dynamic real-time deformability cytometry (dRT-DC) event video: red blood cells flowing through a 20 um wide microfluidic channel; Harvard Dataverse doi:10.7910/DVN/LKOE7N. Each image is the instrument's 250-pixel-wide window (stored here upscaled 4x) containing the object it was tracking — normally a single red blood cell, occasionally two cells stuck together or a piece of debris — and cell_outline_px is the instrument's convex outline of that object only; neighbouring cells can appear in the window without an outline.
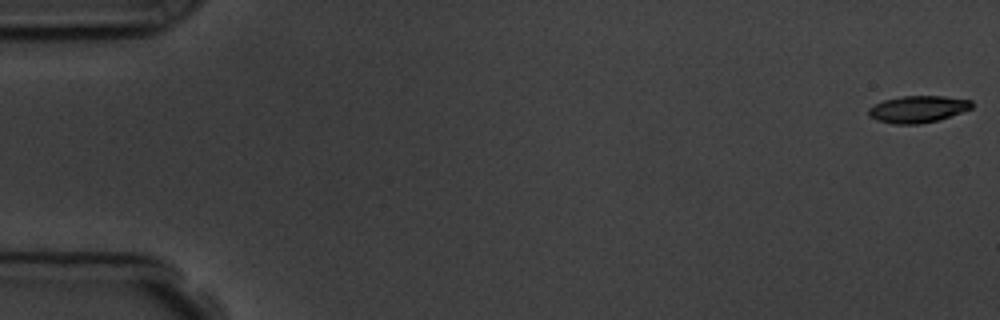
{"species": "common noctule bat (a hibernating species)", "species_latin": "Nyctalus noctula", "temperature_condition": "room temperature", "stored_images_in_passage": 57, "camera_frame_rate_fps": 3000, "um_per_image_px": 0.085, "animal": {"sex": "male", "body_mass_g": 19.5, "forearm_length_mm": 54.6}, "frame": {"image": 1, "passage_image": 1, "time_ms": 0.0, "image_size_px": [1000, 320], "cell_outline_px": [[972, 108], [936, 120], [916, 124], [892, 124], [876, 120], [868, 116], [868, 108], [884, 100], [904, 96], [944, 96], [972, 100]], "centroid_in_image_um": [77.98, 9.27], "position_along_channel_um": 7.0, "area_um2": 15.95}}
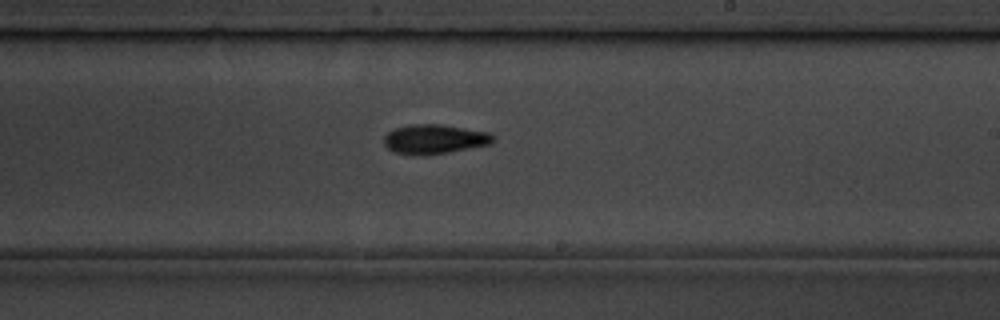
{"frame": {"image": 2, "passage_image": 34, "time_ms": 11.0, "image_size_px": [1000, 320], "cell_outline_px": [[496, 136], [488, 144], [448, 152], [424, 156], [420, 156], [392, 152], [384, 144], [384, 136], [388, 132], [396, 128], [408, 124], [440, 124], [488, 132]], "centroid_in_image_um": [36.87, 11.83], "position_along_channel_um": 252.1, "area_um2": 18.67}}
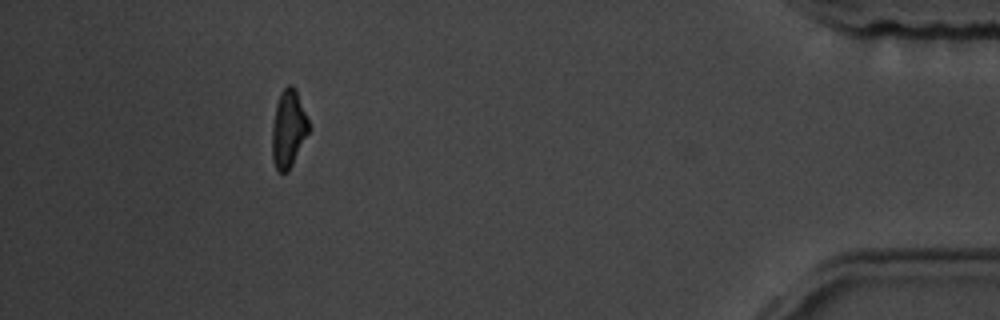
{"frame": {"image": 3, "passage_image": 52, "time_ms": 17.0, "image_size_px": [1000, 320], "cell_outline_px": [[312, 128], [288, 172], [276, 172], [272, 160], [272, 124], [276, 104], [280, 92], [288, 84], [292, 84], [296, 88]], "centroid_in_image_um": [24.53, 10.95], "position_along_channel_um": 410.7, "area_um2": 17.11}, "authors_computed_cell_mechanics": {"area_um2": 17.4556, "velocity_mm_per_s": 3.6088, "shape_relaxation_time_tau1_ms": 3.6638, "shape_relaxation_time_tau2_ms": null, "deformation_change_tau1": 0.1404, "deformation_change_tau2": null}}